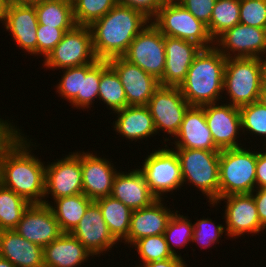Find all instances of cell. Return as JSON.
<instances>
[{
  "label": "cell",
  "instance_id": "6da1fadb",
  "mask_svg": "<svg viewBox=\"0 0 266 267\" xmlns=\"http://www.w3.org/2000/svg\"><path fill=\"white\" fill-rule=\"evenodd\" d=\"M20 132L0 149V183L30 204H43L46 165L31 153L35 145Z\"/></svg>",
  "mask_w": 266,
  "mask_h": 267
},
{
  "label": "cell",
  "instance_id": "7a4b0ae2",
  "mask_svg": "<svg viewBox=\"0 0 266 267\" xmlns=\"http://www.w3.org/2000/svg\"><path fill=\"white\" fill-rule=\"evenodd\" d=\"M151 20L142 12L117 3L89 27L98 60L122 57L134 38Z\"/></svg>",
  "mask_w": 266,
  "mask_h": 267
},
{
  "label": "cell",
  "instance_id": "3957f363",
  "mask_svg": "<svg viewBox=\"0 0 266 267\" xmlns=\"http://www.w3.org/2000/svg\"><path fill=\"white\" fill-rule=\"evenodd\" d=\"M227 58L214 46L201 49L179 89L191 106L202 107L222 99ZM220 96V97H219Z\"/></svg>",
  "mask_w": 266,
  "mask_h": 267
},
{
  "label": "cell",
  "instance_id": "277c9868",
  "mask_svg": "<svg viewBox=\"0 0 266 267\" xmlns=\"http://www.w3.org/2000/svg\"><path fill=\"white\" fill-rule=\"evenodd\" d=\"M262 85V58L232 57L226 60L223 90L229 95V104L240 108L257 102Z\"/></svg>",
  "mask_w": 266,
  "mask_h": 267
},
{
  "label": "cell",
  "instance_id": "5b68a950",
  "mask_svg": "<svg viewBox=\"0 0 266 267\" xmlns=\"http://www.w3.org/2000/svg\"><path fill=\"white\" fill-rule=\"evenodd\" d=\"M256 162L257 153L250 149L220 150L219 197L252 193L256 189Z\"/></svg>",
  "mask_w": 266,
  "mask_h": 267
},
{
  "label": "cell",
  "instance_id": "8992f818",
  "mask_svg": "<svg viewBox=\"0 0 266 267\" xmlns=\"http://www.w3.org/2000/svg\"><path fill=\"white\" fill-rule=\"evenodd\" d=\"M178 156L183 185L196 186L214 203L219 198V159L220 151L203 149L175 148Z\"/></svg>",
  "mask_w": 266,
  "mask_h": 267
},
{
  "label": "cell",
  "instance_id": "52a82bcc",
  "mask_svg": "<svg viewBox=\"0 0 266 267\" xmlns=\"http://www.w3.org/2000/svg\"><path fill=\"white\" fill-rule=\"evenodd\" d=\"M151 22L164 36L193 42L202 49L214 46L207 25L196 19L176 0L165 1Z\"/></svg>",
  "mask_w": 266,
  "mask_h": 267
},
{
  "label": "cell",
  "instance_id": "ba28073f",
  "mask_svg": "<svg viewBox=\"0 0 266 267\" xmlns=\"http://www.w3.org/2000/svg\"><path fill=\"white\" fill-rule=\"evenodd\" d=\"M98 59L93 49L89 26L75 25L45 58L44 67L65 69L94 63Z\"/></svg>",
  "mask_w": 266,
  "mask_h": 267
},
{
  "label": "cell",
  "instance_id": "9c48e42d",
  "mask_svg": "<svg viewBox=\"0 0 266 267\" xmlns=\"http://www.w3.org/2000/svg\"><path fill=\"white\" fill-rule=\"evenodd\" d=\"M165 148L152 151L145 158L140 170L145 176L151 193L157 199H164V193L172 192L183 186L180 162L174 148ZM167 147V148H166Z\"/></svg>",
  "mask_w": 266,
  "mask_h": 267
},
{
  "label": "cell",
  "instance_id": "30bf717a",
  "mask_svg": "<svg viewBox=\"0 0 266 267\" xmlns=\"http://www.w3.org/2000/svg\"><path fill=\"white\" fill-rule=\"evenodd\" d=\"M122 57L160 80L166 61L165 36L150 22L134 38Z\"/></svg>",
  "mask_w": 266,
  "mask_h": 267
},
{
  "label": "cell",
  "instance_id": "8fae6325",
  "mask_svg": "<svg viewBox=\"0 0 266 267\" xmlns=\"http://www.w3.org/2000/svg\"><path fill=\"white\" fill-rule=\"evenodd\" d=\"M153 118L156 132L176 136L185 112L191 106L183 97L179 87L160 86L146 105Z\"/></svg>",
  "mask_w": 266,
  "mask_h": 267
},
{
  "label": "cell",
  "instance_id": "7c38bea8",
  "mask_svg": "<svg viewBox=\"0 0 266 267\" xmlns=\"http://www.w3.org/2000/svg\"><path fill=\"white\" fill-rule=\"evenodd\" d=\"M214 45L227 59H263L264 54L266 57V29L239 23L221 34Z\"/></svg>",
  "mask_w": 266,
  "mask_h": 267
},
{
  "label": "cell",
  "instance_id": "4fadbf2b",
  "mask_svg": "<svg viewBox=\"0 0 266 267\" xmlns=\"http://www.w3.org/2000/svg\"><path fill=\"white\" fill-rule=\"evenodd\" d=\"M83 193L81 152H71L46 166L45 195L53 200Z\"/></svg>",
  "mask_w": 266,
  "mask_h": 267
},
{
  "label": "cell",
  "instance_id": "5bb4252c",
  "mask_svg": "<svg viewBox=\"0 0 266 267\" xmlns=\"http://www.w3.org/2000/svg\"><path fill=\"white\" fill-rule=\"evenodd\" d=\"M225 200V214L226 220L225 230L227 236L237 238L246 234H257L264 230L261 226L258 211L254 202L253 195L250 194H232L228 196L219 197L212 206L220 201ZM227 200V201H226Z\"/></svg>",
  "mask_w": 266,
  "mask_h": 267
},
{
  "label": "cell",
  "instance_id": "9a60e30c",
  "mask_svg": "<svg viewBox=\"0 0 266 267\" xmlns=\"http://www.w3.org/2000/svg\"><path fill=\"white\" fill-rule=\"evenodd\" d=\"M202 107L215 146L219 150L242 147L237 140V135L242 130L240 109L227 103H213Z\"/></svg>",
  "mask_w": 266,
  "mask_h": 267
},
{
  "label": "cell",
  "instance_id": "2e32d148",
  "mask_svg": "<svg viewBox=\"0 0 266 267\" xmlns=\"http://www.w3.org/2000/svg\"><path fill=\"white\" fill-rule=\"evenodd\" d=\"M117 73L127 98V106L147 105L154 92L160 87L159 80L123 57L108 60Z\"/></svg>",
  "mask_w": 266,
  "mask_h": 267
},
{
  "label": "cell",
  "instance_id": "e0dca14e",
  "mask_svg": "<svg viewBox=\"0 0 266 267\" xmlns=\"http://www.w3.org/2000/svg\"><path fill=\"white\" fill-rule=\"evenodd\" d=\"M14 230L43 248L63 233L51 208L45 204H30Z\"/></svg>",
  "mask_w": 266,
  "mask_h": 267
},
{
  "label": "cell",
  "instance_id": "ac0fdd59",
  "mask_svg": "<svg viewBox=\"0 0 266 267\" xmlns=\"http://www.w3.org/2000/svg\"><path fill=\"white\" fill-rule=\"evenodd\" d=\"M71 234L93 255L109 251L118 242L109 232L99 205L93 201ZM115 244V245H114Z\"/></svg>",
  "mask_w": 266,
  "mask_h": 267
},
{
  "label": "cell",
  "instance_id": "d6986e66",
  "mask_svg": "<svg viewBox=\"0 0 266 267\" xmlns=\"http://www.w3.org/2000/svg\"><path fill=\"white\" fill-rule=\"evenodd\" d=\"M202 48L189 41L165 36V68L160 86L179 87L185 80L194 58Z\"/></svg>",
  "mask_w": 266,
  "mask_h": 267
},
{
  "label": "cell",
  "instance_id": "ffe728a7",
  "mask_svg": "<svg viewBox=\"0 0 266 267\" xmlns=\"http://www.w3.org/2000/svg\"><path fill=\"white\" fill-rule=\"evenodd\" d=\"M110 161L93 153L81 152L83 194L95 201L110 196L117 174Z\"/></svg>",
  "mask_w": 266,
  "mask_h": 267
},
{
  "label": "cell",
  "instance_id": "44dd1931",
  "mask_svg": "<svg viewBox=\"0 0 266 267\" xmlns=\"http://www.w3.org/2000/svg\"><path fill=\"white\" fill-rule=\"evenodd\" d=\"M5 29L11 32L18 47L37 56L38 19L34 5L11 2L3 19Z\"/></svg>",
  "mask_w": 266,
  "mask_h": 267
},
{
  "label": "cell",
  "instance_id": "7402d4cb",
  "mask_svg": "<svg viewBox=\"0 0 266 267\" xmlns=\"http://www.w3.org/2000/svg\"><path fill=\"white\" fill-rule=\"evenodd\" d=\"M173 143L175 148L220 151L214 143L206 123L203 107L190 106L185 112L180 129Z\"/></svg>",
  "mask_w": 266,
  "mask_h": 267
},
{
  "label": "cell",
  "instance_id": "603a6c76",
  "mask_svg": "<svg viewBox=\"0 0 266 267\" xmlns=\"http://www.w3.org/2000/svg\"><path fill=\"white\" fill-rule=\"evenodd\" d=\"M162 201V202H161ZM162 199L155 200L150 206L133 210L130 230L124 243L132 245L139 239L147 236L164 234L168 221L174 214L164 206Z\"/></svg>",
  "mask_w": 266,
  "mask_h": 267
},
{
  "label": "cell",
  "instance_id": "cb8c5ba5",
  "mask_svg": "<svg viewBox=\"0 0 266 267\" xmlns=\"http://www.w3.org/2000/svg\"><path fill=\"white\" fill-rule=\"evenodd\" d=\"M111 196L131 210L148 207L157 200L151 193L144 174L137 168L130 173L117 172Z\"/></svg>",
  "mask_w": 266,
  "mask_h": 267
},
{
  "label": "cell",
  "instance_id": "d4e9b609",
  "mask_svg": "<svg viewBox=\"0 0 266 267\" xmlns=\"http://www.w3.org/2000/svg\"><path fill=\"white\" fill-rule=\"evenodd\" d=\"M0 257L15 267H44L43 247L24 239L14 229L0 231Z\"/></svg>",
  "mask_w": 266,
  "mask_h": 267
},
{
  "label": "cell",
  "instance_id": "484cf974",
  "mask_svg": "<svg viewBox=\"0 0 266 267\" xmlns=\"http://www.w3.org/2000/svg\"><path fill=\"white\" fill-rule=\"evenodd\" d=\"M44 267H79L93 255L71 233H62L43 248Z\"/></svg>",
  "mask_w": 266,
  "mask_h": 267
},
{
  "label": "cell",
  "instance_id": "4316f807",
  "mask_svg": "<svg viewBox=\"0 0 266 267\" xmlns=\"http://www.w3.org/2000/svg\"><path fill=\"white\" fill-rule=\"evenodd\" d=\"M114 113L117 114L118 119L113 127L122 137L138 141L158 134L146 105L127 106Z\"/></svg>",
  "mask_w": 266,
  "mask_h": 267
},
{
  "label": "cell",
  "instance_id": "83f0119b",
  "mask_svg": "<svg viewBox=\"0 0 266 267\" xmlns=\"http://www.w3.org/2000/svg\"><path fill=\"white\" fill-rule=\"evenodd\" d=\"M54 201L52 204L44 199L43 204L49 205L63 233H71L75 229L93 202L83 193L57 198Z\"/></svg>",
  "mask_w": 266,
  "mask_h": 267
},
{
  "label": "cell",
  "instance_id": "f1b7e54d",
  "mask_svg": "<svg viewBox=\"0 0 266 267\" xmlns=\"http://www.w3.org/2000/svg\"><path fill=\"white\" fill-rule=\"evenodd\" d=\"M95 202L99 205L109 232L117 242L127 239L133 210L111 195ZM121 240V241H120Z\"/></svg>",
  "mask_w": 266,
  "mask_h": 267
},
{
  "label": "cell",
  "instance_id": "f546056e",
  "mask_svg": "<svg viewBox=\"0 0 266 267\" xmlns=\"http://www.w3.org/2000/svg\"><path fill=\"white\" fill-rule=\"evenodd\" d=\"M38 24L54 28H73V3L67 0H43L34 4Z\"/></svg>",
  "mask_w": 266,
  "mask_h": 267
},
{
  "label": "cell",
  "instance_id": "4dcf8cb0",
  "mask_svg": "<svg viewBox=\"0 0 266 267\" xmlns=\"http://www.w3.org/2000/svg\"><path fill=\"white\" fill-rule=\"evenodd\" d=\"M109 65L107 60H97L82 66L81 93L70 103L78 109L89 108L95 98H98L101 72ZM90 105V106H89Z\"/></svg>",
  "mask_w": 266,
  "mask_h": 267
},
{
  "label": "cell",
  "instance_id": "1f68e13d",
  "mask_svg": "<svg viewBox=\"0 0 266 267\" xmlns=\"http://www.w3.org/2000/svg\"><path fill=\"white\" fill-rule=\"evenodd\" d=\"M239 23L240 0H216L207 29L215 41L226 30Z\"/></svg>",
  "mask_w": 266,
  "mask_h": 267
},
{
  "label": "cell",
  "instance_id": "d6a6232c",
  "mask_svg": "<svg viewBox=\"0 0 266 267\" xmlns=\"http://www.w3.org/2000/svg\"><path fill=\"white\" fill-rule=\"evenodd\" d=\"M30 203L0 183V231L13 230Z\"/></svg>",
  "mask_w": 266,
  "mask_h": 267
},
{
  "label": "cell",
  "instance_id": "836d02e7",
  "mask_svg": "<svg viewBox=\"0 0 266 267\" xmlns=\"http://www.w3.org/2000/svg\"><path fill=\"white\" fill-rule=\"evenodd\" d=\"M98 98L107 105V108L109 106L108 109H111L113 113L127 107V98L123 85L110 65L101 72Z\"/></svg>",
  "mask_w": 266,
  "mask_h": 267
},
{
  "label": "cell",
  "instance_id": "e575fe53",
  "mask_svg": "<svg viewBox=\"0 0 266 267\" xmlns=\"http://www.w3.org/2000/svg\"><path fill=\"white\" fill-rule=\"evenodd\" d=\"M178 212L176 210L168 221L164 237L173 256L181 257L174 249L175 247H186L185 245L189 244V241L192 242L194 224L188 217L178 214Z\"/></svg>",
  "mask_w": 266,
  "mask_h": 267
},
{
  "label": "cell",
  "instance_id": "d590c367",
  "mask_svg": "<svg viewBox=\"0 0 266 267\" xmlns=\"http://www.w3.org/2000/svg\"><path fill=\"white\" fill-rule=\"evenodd\" d=\"M117 3V0H75L73 16L76 25L90 26L106 15Z\"/></svg>",
  "mask_w": 266,
  "mask_h": 267
},
{
  "label": "cell",
  "instance_id": "8d00e7d4",
  "mask_svg": "<svg viewBox=\"0 0 266 267\" xmlns=\"http://www.w3.org/2000/svg\"><path fill=\"white\" fill-rule=\"evenodd\" d=\"M133 246L138 251V255H140L143 264L173 257L164 234L143 237L137 240Z\"/></svg>",
  "mask_w": 266,
  "mask_h": 267
},
{
  "label": "cell",
  "instance_id": "74e56055",
  "mask_svg": "<svg viewBox=\"0 0 266 267\" xmlns=\"http://www.w3.org/2000/svg\"><path fill=\"white\" fill-rule=\"evenodd\" d=\"M239 109L243 133L246 130L250 135L266 137V108L257 101Z\"/></svg>",
  "mask_w": 266,
  "mask_h": 267
},
{
  "label": "cell",
  "instance_id": "f35d334b",
  "mask_svg": "<svg viewBox=\"0 0 266 267\" xmlns=\"http://www.w3.org/2000/svg\"><path fill=\"white\" fill-rule=\"evenodd\" d=\"M194 223L192 242L200 244L201 249L209 248L219 241V238L226 233L224 225H214L215 223L211 219H200ZM212 227V228H211Z\"/></svg>",
  "mask_w": 266,
  "mask_h": 267
},
{
  "label": "cell",
  "instance_id": "ab89813d",
  "mask_svg": "<svg viewBox=\"0 0 266 267\" xmlns=\"http://www.w3.org/2000/svg\"><path fill=\"white\" fill-rule=\"evenodd\" d=\"M240 23L266 29V0H240Z\"/></svg>",
  "mask_w": 266,
  "mask_h": 267
},
{
  "label": "cell",
  "instance_id": "60d3db41",
  "mask_svg": "<svg viewBox=\"0 0 266 267\" xmlns=\"http://www.w3.org/2000/svg\"><path fill=\"white\" fill-rule=\"evenodd\" d=\"M56 88L61 97L70 103L81 93L82 66L65 68Z\"/></svg>",
  "mask_w": 266,
  "mask_h": 267
},
{
  "label": "cell",
  "instance_id": "b9f144b4",
  "mask_svg": "<svg viewBox=\"0 0 266 267\" xmlns=\"http://www.w3.org/2000/svg\"><path fill=\"white\" fill-rule=\"evenodd\" d=\"M72 28H54L45 25H38L37 28V56L47 55L55 48L62 40L64 33Z\"/></svg>",
  "mask_w": 266,
  "mask_h": 267
},
{
  "label": "cell",
  "instance_id": "7bdbcfd3",
  "mask_svg": "<svg viewBox=\"0 0 266 267\" xmlns=\"http://www.w3.org/2000/svg\"><path fill=\"white\" fill-rule=\"evenodd\" d=\"M187 9L196 19L205 25L210 23L216 0H176Z\"/></svg>",
  "mask_w": 266,
  "mask_h": 267
},
{
  "label": "cell",
  "instance_id": "ee69618b",
  "mask_svg": "<svg viewBox=\"0 0 266 267\" xmlns=\"http://www.w3.org/2000/svg\"><path fill=\"white\" fill-rule=\"evenodd\" d=\"M117 2L142 12L152 20L165 3V0H117Z\"/></svg>",
  "mask_w": 266,
  "mask_h": 267
},
{
  "label": "cell",
  "instance_id": "f6af8a7d",
  "mask_svg": "<svg viewBox=\"0 0 266 267\" xmlns=\"http://www.w3.org/2000/svg\"><path fill=\"white\" fill-rule=\"evenodd\" d=\"M251 194L254 198L261 226L266 230V187L256 188Z\"/></svg>",
  "mask_w": 266,
  "mask_h": 267
},
{
  "label": "cell",
  "instance_id": "bcb514c9",
  "mask_svg": "<svg viewBox=\"0 0 266 267\" xmlns=\"http://www.w3.org/2000/svg\"><path fill=\"white\" fill-rule=\"evenodd\" d=\"M266 151V150H265ZM257 152L256 188L266 187V152Z\"/></svg>",
  "mask_w": 266,
  "mask_h": 267
},
{
  "label": "cell",
  "instance_id": "7dc6e473",
  "mask_svg": "<svg viewBox=\"0 0 266 267\" xmlns=\"http://www.w3.org/2000/svg\"><path fill=\"white\" fill-rule=\"evenodd\" d=\"M188 265L179 256H173L169 259L153 261L149 263H144L143 265H139L136 267H187Z\"/></svg>",
  "mask_w": 266,
  "mask_h": 267
},
{
  "label": "cell",
  "instance_id": "c3c4849f",
  "mask_svg": "<svg viewBox=\"0 0 266 267\" xmlns=\"http://www.w3.org/2000/svg\"><path fill=\"white\" fill-rule=\"evenodd\" d=\"M8 121V122H7ZM19 130L9 120L0 118V149L10 140V138Z\"/></svg>",
  "mask_w": 266,
  "mask_h": 267
},
{
  "label": "cell",
  "instance_id": "681fc988",
  "mask_svg": "<svg viewBox=\"0 0 266 267\" xmlns=\"http://www.w3.org/2000/svg\"><path fill=\"white\" fill-rule=\"evenodd\" d=\"M10 3V0H0V21L2 22Z\"/></svg>",
  "mask_w": 266,
  "mask_h": 267
},
{
  "label": "cell",
  "instance_id": "f907efd6",
  "mask_svg": "<svg viewBox=\"0 0 266 267\" xmlns=\"http://www.w3.org/2000/svg\"><path fill=\"white\" fill-rule=\"evenodd\" d=\"M258 102L266 108V86L262 85V88L260 89Z\"/></svg>",
  "mask_w": 266,
  "mask_h": 267
},
{
  "label": "cell",
  "instance_id": "816d5d0a",
  "mask_svg": "<svg viewBox=\"0 0 266 267\" xmlns=\"http://www.w3.org/2000/svg\"><path fill=\"white\" fill-rule=\"evenodd\" d=\"M43 0H10V2L16 3V4H28V5H34L36 3H39Z\"/></svg>",
  "mask_w": 266,
  "mask_h": 267
},
{
  "label": "cell",
  "instance_id": "f5cc1de1",
  "mask_svg": "<svg viewBox=\"0 0 266 267\" xmlns=\"http://www.w3.org/2000/svg\"><path fill=\"white\" fill-rule=\"evenodd\" d=\"M0 267H15L10 261L0 257Z\"/></svg>",
  "mask_w": 266,
  "mask_h": 267
},
{
  "label": "cell",
  "instance_id": "db71d44e",
  "mask_svg": "<svg viewBox=\"0 0 266 267\" xmlns=\"http://www.w3.org/2000/svg\"><path fill=\"white\" fill-rule=\"evenodd\" d=\"M263 85L266 86V57L263 59Z\"/></svg>",
  "mask_w": 266,
  "mask_h": 267
}]
</instances>
